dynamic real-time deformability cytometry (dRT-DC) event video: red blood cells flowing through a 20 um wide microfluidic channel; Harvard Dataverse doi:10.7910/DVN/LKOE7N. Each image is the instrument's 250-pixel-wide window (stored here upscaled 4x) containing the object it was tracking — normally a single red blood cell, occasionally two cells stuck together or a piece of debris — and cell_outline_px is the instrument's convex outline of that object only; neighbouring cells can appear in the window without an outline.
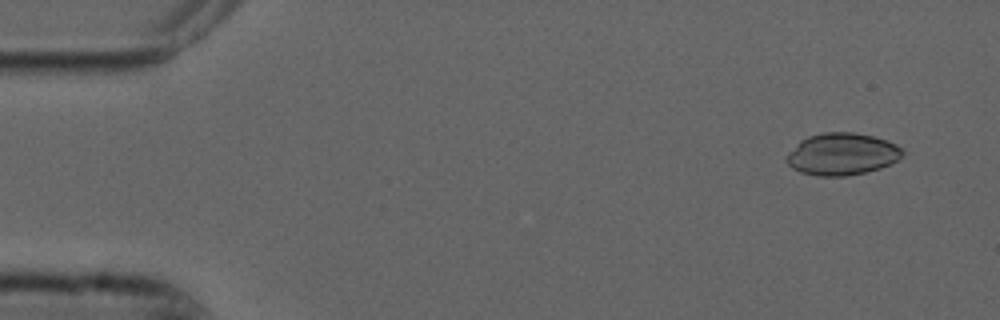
{"species": "common noctule bat (a hibernating species)", "species_latin": "Nyctalus noctula", "temperature_condition": "cold", "stored_images_in_passage": 53, "camera_frame_rate_fps": 3000, "um_per_image_px": 0.085, "animal": {"sex": "male", "forearm_length_mm": 52.5}, "frame": {"image": 1, "passage_image": 3, "time_ms": 0.667, "image_size_px": [1000, 320], "cell_outline_px": [[904, 152], [892, 164], [880, 168], [848, 176], [816, 176], [800, 172], [792, 168], [784, 160], [784, 156], [800, 140], [808, 136], [824, 132], [852, 132], [872, 136], [896, 144], [904, 148]], "centroid_in_image_um": [71.53, 13.1], "position_along_channel_um": 13.5, "area_um2": 28.61}}
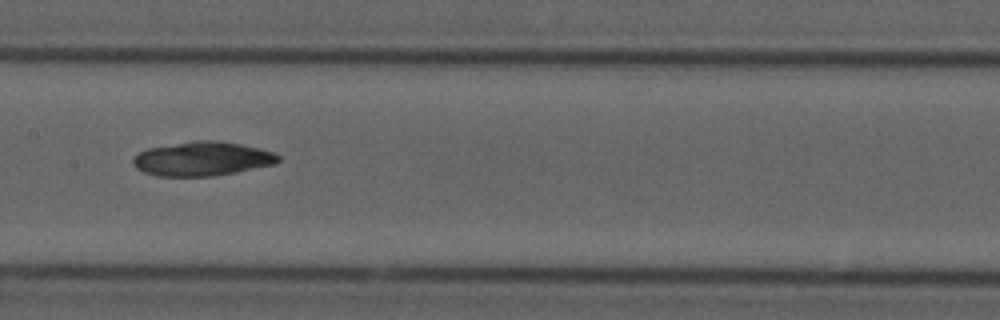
{"frame": {"image": 2, "passage_image": 26, "time_ms": 8.333, "image_size_px": [1000, 320], "cell_outline_px": [[280, 160], [276, 164], [236, 172], [212, 176], [156, 176], [144, 172], [136, 168], [132, 164], [132, 160], [140, 152], [148, 148], [192, 140], [216, 140], [240, 144], [260, 148], [272, 152], [280, 156]], "centroid_in_image_um": [17.19, 13.49], "position_along_channel_um": 190.2, "area_um2": 28.96}}
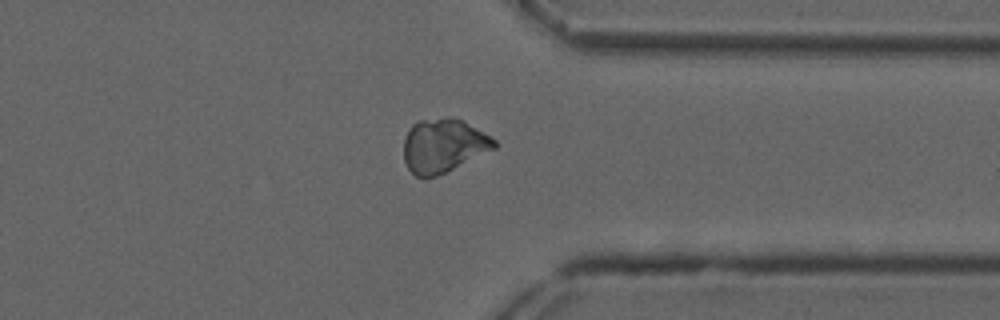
{"frame": {"image": 3, "passage_image": 41, "time_ms": 13.333, "image_size_px": [1000, 320], "cell_outline_px": [[496, 148], [436, 176], [416, 176], [408, 168], [404, 160], [404, 140], [412, 124], [420, 120], [448, 116], [452, 116], [464, 120], [492, 136], [496, 140]], "centroid_in_image_um": [37.71, 12.33], "position_along_channel_um": 373.7, "area_um2": 28.32}}